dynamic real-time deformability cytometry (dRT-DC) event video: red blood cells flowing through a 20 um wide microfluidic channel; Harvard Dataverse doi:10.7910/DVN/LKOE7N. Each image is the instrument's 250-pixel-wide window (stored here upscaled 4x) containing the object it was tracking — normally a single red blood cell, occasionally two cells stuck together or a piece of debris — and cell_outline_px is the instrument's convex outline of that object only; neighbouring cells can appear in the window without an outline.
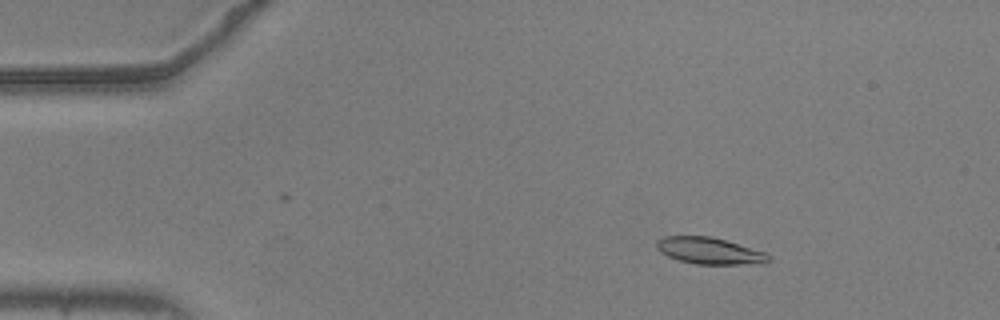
{"species": "common noctule bat (a hibernating species)", "species_latin": "Nyctalus noctula", "temperature_condition": "warm", "stored_images_in_passage": 48, "camera_frame_rate_fps": 3000, "um_per_image_px": 0.085, "animal": {"sex": "male", "body_mass_g": 20.5, "forearm_length_mm": 52.5}, "frame": {"image": 1, "passage_image": 8, "time_ms": 2.333, "image_size_px": [1000, 320], "cell_outline_px": [[772, 260], [768, 264], [696, 264], [680, 260], [668, 256], [660, 252], [656, 248], [656, 240], [664, 236], [712, 236], [764, 252]], "centroid_in_image_um": [60.31, 21.32], "position_along_channel_um": 24.7, "area_um2": 17.4}}
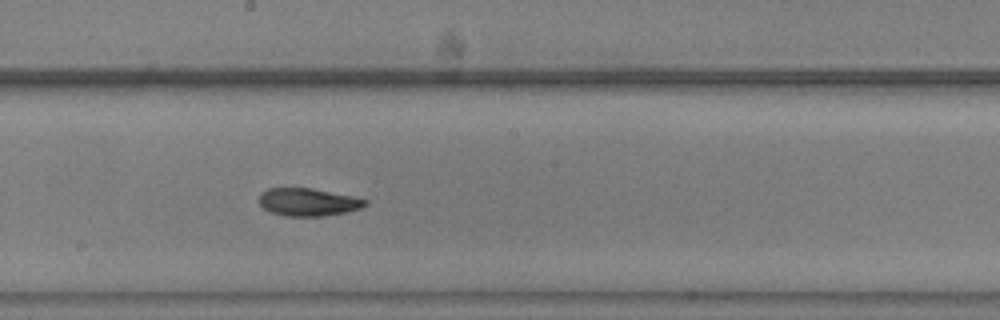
{"frame": {"image": 2, "passage_image": 30, "time_ms": 9.667, "image_size_px": [1000, 320], "cell_outline_px": [[368, 204], [360, 208], [348, 212], [324, 216], [284, 216], [272, 212], [264, 208], [256, 200], [260, 192], [268, 188], [312, 188], [352, 196], [368, 200]], "centroid_in_image_um": [26.16, 17.17], "position_along_channel_um": 222.0, "area_um2": 17.34}}
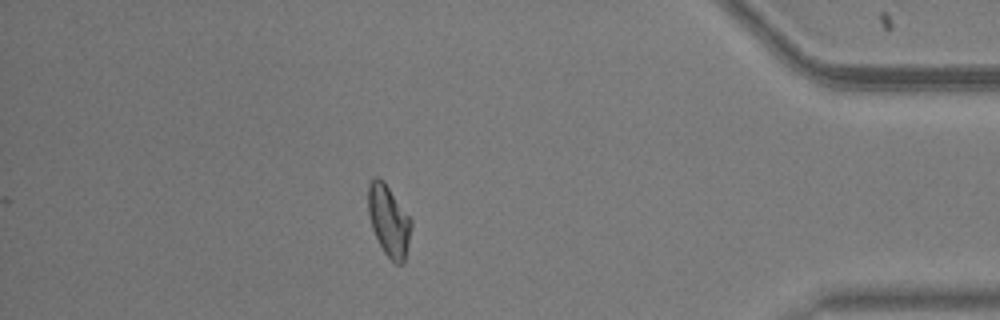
{"frame": {"image": 3, "passage_image": 48, "time_ms": 15.667, "image_size_px": [1000, 320], "cell_outline_px": [[412, 224], [408, 244], [404, 260], [400, 264], [396, 264], [384, 252], [372, 228], [368, 212], [368, 184], [376, 176], [384, 180], [412, 220]], "centroid_in_image_um": [33.04, 18.72], "position_along_channel_um": 402.2, "area_um2": 17.63}, "authors_computed_cell_mechanics": {"area_um2": 17.5423, "velocity_mm_per_s": 3.6676, "shape_relaxation_time_tau1_ms": 3.7217, "shape_relaxation_time_tau2_ms": 4.2961, "deformation_change_tau1": 0.1576, "deformation_change_tau2": 0.0965}}